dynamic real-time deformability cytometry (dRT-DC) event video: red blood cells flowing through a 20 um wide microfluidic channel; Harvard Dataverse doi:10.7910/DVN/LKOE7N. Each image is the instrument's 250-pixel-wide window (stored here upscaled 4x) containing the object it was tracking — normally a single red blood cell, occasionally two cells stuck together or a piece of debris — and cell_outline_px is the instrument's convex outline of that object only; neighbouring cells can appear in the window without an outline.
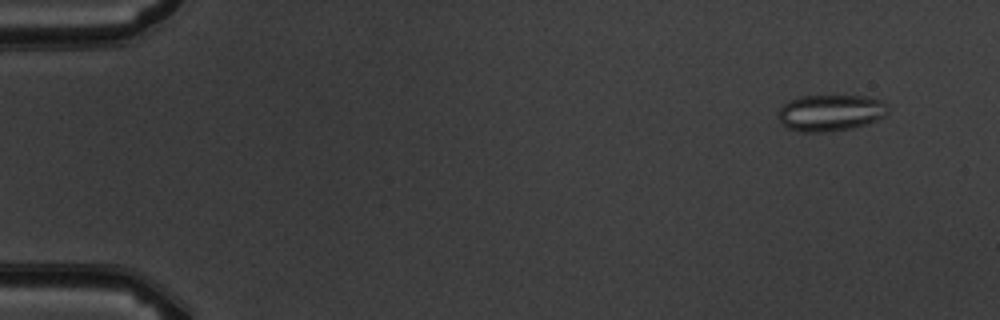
{"species": "common noctule bat (a hibernating species)", "species_latin": "Nyctalus noctula", "temperature_condition": "warm", "stored_images_in_passage": 5, "camera_frame_rate_fps": 3000, "um_per_image_px": 0.085, "animal": {"sex": "male", "body_mass_g": 19.5, "forearm_length_mm": 54.6}, "frame": {"image": 1, "passage_image": 1, "time_ms": 0.0, "image_size_px": [1000, 320], "cell_outline_px": [[888, 112], [884, 116], [876, 120], [864, 124], [848, 128], [824, 132], [800, 132], [788, 128], [780, 120], [780, 108], [788, 100], [800, 96], [868, 96], [884, 100], [888, 104]], "centroid_in_image_um": [70.63, 9.56], "position_along_channel_um": 14.4, "area_um2": 23.18}}
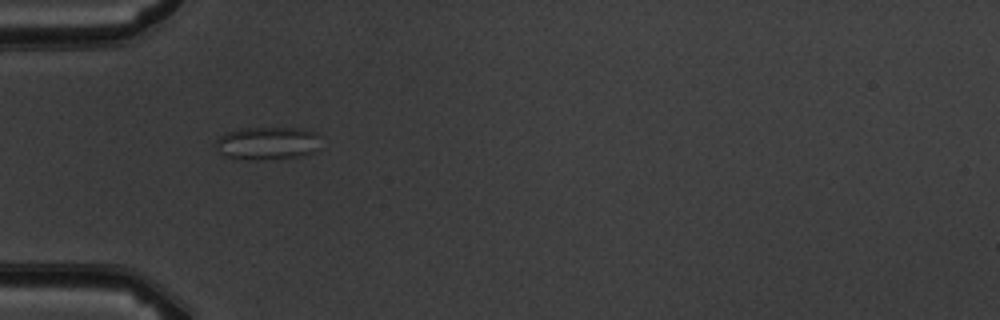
{"frame": {"image": 2, "passage_image": 4, "time_ms": 4.333, "image_size_px": [1000, 320], "cell_outline_px": [[320, 136], [316, 148], [312, 152], [300, 156], [256, 160], [248, 160], [224, 156], [220, 152], [216, 144], [216, 140], [220, 136], [228, 132], [240, 128], [296, 128], [316, 132]], "centroid_in_image_um": [22.71, 12.17], "position_along_channel_um": 62.3, "area_um2": 19.94}}
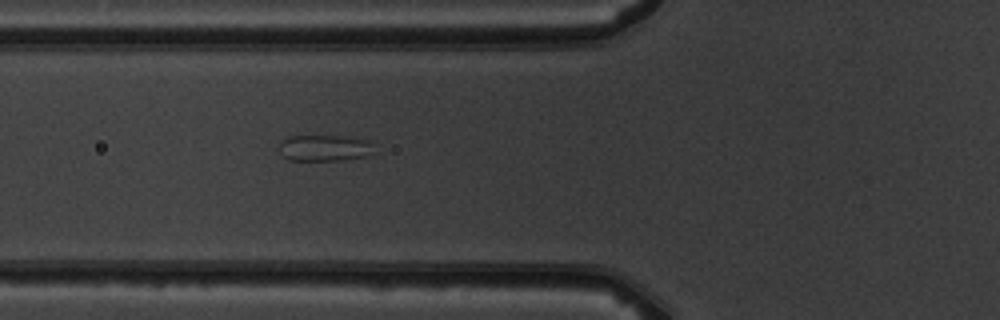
{"frame": {"image": 3, "passage_image": 5, "time_ms": 5.333, "image_size_px": [1000, 320], "cell_outline_px": [[368, 156], [340, 160], [288, 160], [280, 152], [280, 140], [288, 136], [348, 136], [368, 140]], "centroid_in_image_um": [27.48, 12.57], "position_along_channel_um": 98.3, "area_um2": 14.22}}